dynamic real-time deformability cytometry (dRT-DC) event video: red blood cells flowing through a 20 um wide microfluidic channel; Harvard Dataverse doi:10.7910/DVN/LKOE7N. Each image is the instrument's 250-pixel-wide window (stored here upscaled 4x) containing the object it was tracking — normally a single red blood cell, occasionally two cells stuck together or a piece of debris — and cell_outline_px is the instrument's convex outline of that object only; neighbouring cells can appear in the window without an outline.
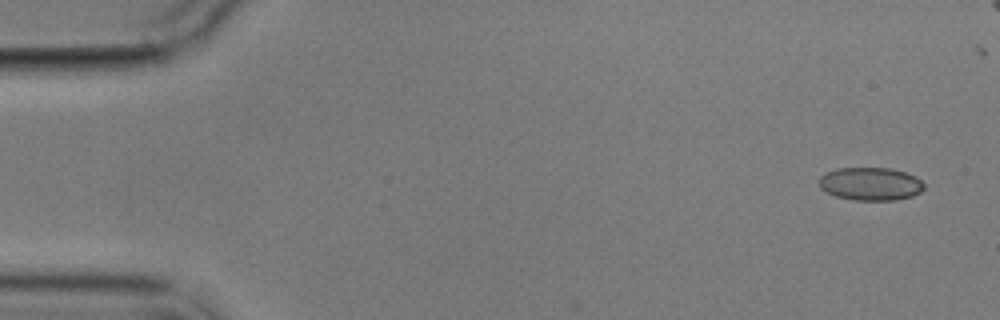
{"species": "common noctule bat (a hibernating species)", "species_latin": "Nyctalus noctula", "temperature_condition": "cold", "stored_images_in_passage": 6, "camera_frame_rate_fps": 3000, "um_per_image_px": 0.085, "animal": {"sex": "male", "body_mass_g": 17.9}, "frame": {"image": 1, "passage_image": 1, "time_ms": 0.0, "image_size_px": [1000, 320], "cell_outline_px": [[924, 188], [920, 192], [912, 196], [896, 200], [852, 200], [836, 196], [820, 188], [820, 176], [828, 172], [840, 168], [892, 168], [904, 172], [920, 180], [924, 184]], "centroid_in_image_um": [74.0, 15.63], "position_along_channel_um": 11.0, "area_um2": 20.0}}